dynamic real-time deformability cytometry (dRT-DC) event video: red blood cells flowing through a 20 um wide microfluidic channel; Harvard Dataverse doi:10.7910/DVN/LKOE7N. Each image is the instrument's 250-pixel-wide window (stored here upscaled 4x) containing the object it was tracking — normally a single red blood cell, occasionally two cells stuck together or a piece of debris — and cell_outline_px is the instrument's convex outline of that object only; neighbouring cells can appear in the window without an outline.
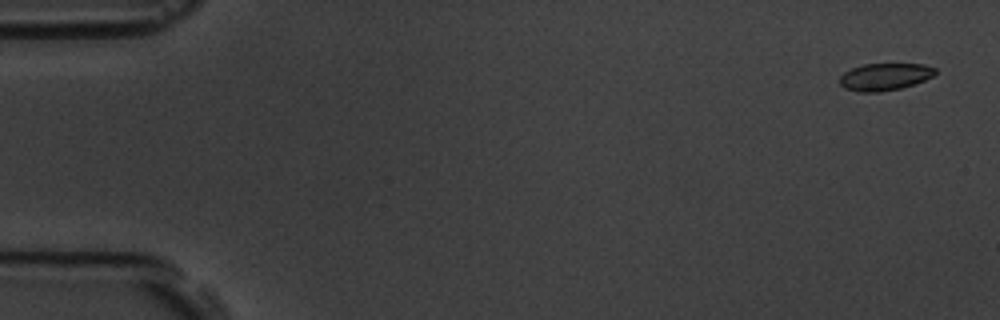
{"species": "common noctule bat (a hibernating species)", "species_latin": "Nyctalus noctula", "temperature_condition": "room temperature", "stored_images_in_passage": 4, "camera_frame_rate_fps": 3000, "um_per_image_px": 0.085, "animal": {"sex": "male", "body_mass_g": 19.5, "forearm_length_mm": 54.6}, "frame": {"image": 1, "passage_image": 1, "time_ms": 0.0, "image_size_px": [1000, 320], "cell_outline_px": [[936, 72], [932, 76], [924, 80], [900, 88], [880, 92], [860, 92], [844, 88], [840, 84], [840, 76], [844, 72], [852, 68], [864, 64], [924, 64], [936, 68]], "centroid_in_image_um": [75.19, 6.52], "position_along_channel_um": 9.8, "area_um2": 15.03}}